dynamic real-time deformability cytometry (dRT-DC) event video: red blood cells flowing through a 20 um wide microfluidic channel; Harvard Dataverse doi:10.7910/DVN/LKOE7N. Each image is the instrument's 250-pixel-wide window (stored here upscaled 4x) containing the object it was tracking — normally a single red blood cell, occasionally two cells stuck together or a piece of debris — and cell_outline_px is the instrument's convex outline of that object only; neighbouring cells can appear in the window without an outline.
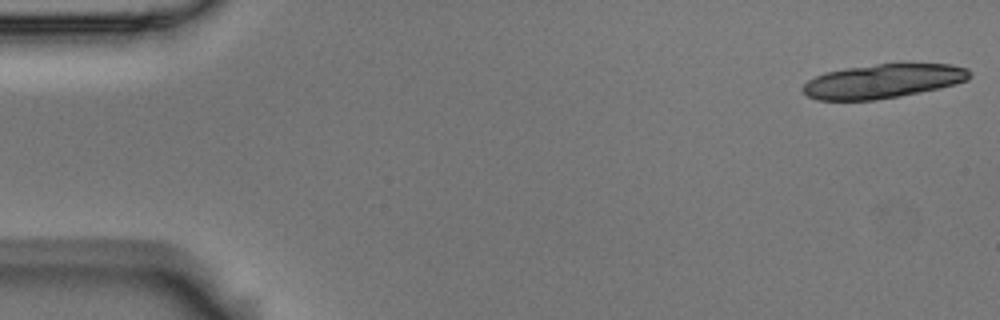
{"species": "Egyptian fruit bat (a non-hibernating species)", "species_latin": "Rousettus aegyptiacus", "temperature_condition": "room temperature", "stored_images_in_passage": 8, "segment_of_instrument_passage": [1, 2], "camera_frame_rate_fps": 3000, "um_per_image_px": 0.085, "animal": {"sex": "male"}, "frame": {"image": 1, "passage_image": 1, "time_ms": 0.0, "image_size_px": [1000, 320], "cell_outline_px": [[972, 76], [968, 80], [956, 84], [940, 88], [900, 96], [876, 100], [816, 100], [808, 96], [800, 88], [808, 80], [824, 72], [844, 68], [876, 64], [952, 64], [968, 68], [972, 72]], "centroid_in_image_um": [75.07, 6.9], "position_along_channel_um": 9.9, "area_um2": 33.41}}